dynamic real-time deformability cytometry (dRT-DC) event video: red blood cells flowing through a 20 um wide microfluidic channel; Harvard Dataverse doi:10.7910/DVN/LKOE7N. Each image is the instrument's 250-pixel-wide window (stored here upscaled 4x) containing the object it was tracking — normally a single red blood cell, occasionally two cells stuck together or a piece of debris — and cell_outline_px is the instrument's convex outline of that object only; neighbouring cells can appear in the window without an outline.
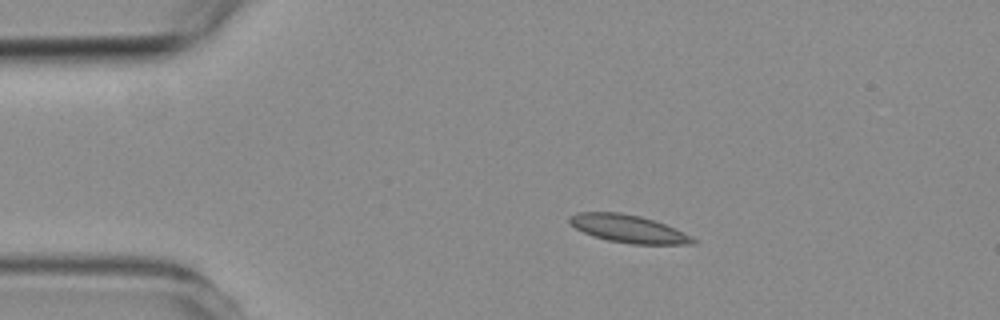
{"species": "common noctule bat (a hibernating species)", "species_latin": "Nyctalus noctula", "temperature_condition": "room temperature", "stored_images_in_passage": 2, "camera_frame_rate_fps": 3000, "um_per_image_px": 0.085, "animal": {"sex": "female", "body_mass_g": 19.3, "forearm_length_mm": 54.1}, "frame": {"image": 1, "passage_image": 1, "time_ms": 0.0, "image_size_px": [1000, 320], "cell_outline_px": [[696, 244], [632, 244], [608, 240], [592, 236], [576, 228], [568, 220], [568, 216], [576, 212], [620, 212], [640, 216], [664, 224], [696, 240]], "centroid_in_image_um": [53.33, 19.44], "position_along_channel_um": 31.7, "area_um2": 19.59}}